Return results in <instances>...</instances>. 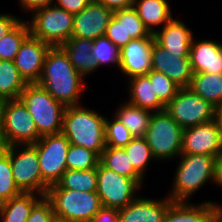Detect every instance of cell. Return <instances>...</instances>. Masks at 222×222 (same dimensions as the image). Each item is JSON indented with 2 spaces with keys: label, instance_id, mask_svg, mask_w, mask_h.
<instances>
[{
  "label": "cell",
  "instance_id": "obj_24",
  "mask_svg": "<svg viewBox=\"0 0 222 222\" xmlns=\"http://www.w3.org/2000/svg\"><path fill=\"white\" fill-rule=\"evenodd\" d=\"M133 8L153 35L157 26L163 27L173 18L168 0H135Z\"/></svg>",
  "mask_w": 222,
  "mask_h": 222
},
{
  "label": "cell",
  "instance_id": "obj_11",
  "mask_svg": "<svg viewBox=\"0 0 222 222\" xmlns=\"http://www.w3.org/2000/svg\"><path fill=\"white\" fill-rule=\"evenodd\" d=\"M165 111L186 129L213 120L215 106L190 88H180L176 96L165 106Z\"/></svg>",
  "mask_w": 222,
  "mask_h": 222
},
{
  "label": "cell",
  "instance_id": "obj_33",
  "mask_svg": "<svg viewBox=\"0 0 222 222\" xmlns=\"http://www.w3.org/2000/svg\"><path fill=\"white\" fill-rule=\"evenodd\" d=\"M29 35V24L22 20L12 31L0 39V60L13 61L23 41Z\"/></svg>",
  "mask_w": 222,
  "mask_h": 222
},
{
  "label": "cell",
  "instance_id": "obj_44",
  "mask_svg": "<svg viewBox=\"0 0 222 222\" xmlns=\"http://www.w3.org/2000/svg\"><path fill=\"white\" fill-rule=\"evenodd\" d=\"M95 1L114 12L116 10L128 9L133 7L135 0H95Z\"/></svg>",
  "mask_w": 222,
  "mask_h": 222
},
{
  "label": "cell",
  "instance_id": "obj_41",
  "mask_svg": "<svg viewBox=\"0 0 222 222\" xmlns=\"http://www.w3.org/2000/svg\"><path fill=\"white\" fill-rule=\"evenodd\" d=\"M89 222H119V211L116 208L102 207Z\"/></svg>",
  "mask_w": 222,
  "mask_h": 222
},
{
  "label": "cell",
  "instance_id": "obj_23",
  "mask_svg": "<svg viewBox=\"0 0 222 222\" xmlns=\"http://www.w3.org/2000/svg\"><path fill=\"white\" fill-rule=\"evenodd\" d=\"M60 47L65 51L70 62L83 77H87V75L98 69L96 60L91 54L93 40L71 37L61 44Z\"/></svg>",
  "mask_w": 222,
  "mask_h": 222
},
{
  "label": "cell",
  "instance_id": "obj_22",
  "mask_svg": "<svg viewBox=\"0 0 222 222\" xmlns=\"http://www.w3.org/2000/svg\"><path fill=\"white\" fill-rule=\"evenodd\" d=\"M218 203L211 201L191 204L188 201H172L162 222H217Z\"/></svg>",
  "mask_w": 222,
  "mask_h": 222
},
{
  "label": "cell",
  "instance_id": "obj_31",
  "mask_svg": "<svg viewBox=\"0 0 222 222\" xmlns=\"http://www.w3.org/2000/svg\"><path fill=\"white\" fill-rule=\"evenodd\" d=\"M97 171L88 170H70L67 169L56 185L61 189L74 191L96 192L97 191Z\"/></svg>",
  "mask_w": 222,
  "mask_h": 222
},
{
  "label": "cell",
  "instance_id": "obj_21",
  "mask_svg": "<svg viewBox=\"0 0 222 222\" xmlns=\"http://www.w3.org/2000/svg\"><path fill=\"white\" fill-rule=\"evenodd\" d=\"M189 58L193 73L222 74V43L193 38Z\"/></svg>",
  "mask_w": 222,
  "mask_h": 222
},
{
  "label": "cell",
  "instance_id": "obj_39",
  "mask_svg": "<svg viewBox=\"0 0 222 222\" xmlns=\"http://www.w3.org/2000/svg\"><path fill=\"white\" fill-rule=\"evenodd\" d=\"M55 216L51 201L43 196L32 208L27 222H51Z\"/></svg>",
  "mask_w": 222,
  "mask_h": 222
},
{
  "label": "cell",
  "instance_id": "obj_16",
  "mask_svg": "<svg viewBox=\"0 0 222 222\" xmlns=\"http://www.w3.org/2000/svg\"><path fill=\"white\" fill-rule=\"evenodd\" d=\"M113 11L93 0L82 11L74 14L72 36L95 40L104 36Z\"/></svg>",
  "mask_w": 222,
  "mask_h": 222
},
{
  "label": "cell",
  "instance_id": "obj_49",
  "mask_svg": "<svg viewBox=\"0 0 222 222\" xmlns=\"http://www.w3.org/2000/svg\"><path fill=\"white\" fill-rule=\"evenodd\" d=\"M217 222H222V206H217Z\"/></svg>",
  "mask_w": 222,
  "mask_h": 222
},
{
  "label": "cell",
  "instance_id": "obj_38",
  "mask_svg": "<svg viewBox=\"0 0 222 222\" xmlns=\"http://www.w3.org/2000/svg\"><path fill=\"white\" fill-rule=\"evenodd\" d=\"M112 120L105 118V142L107 147H125L134 136L121 121L113 116Z\"/></svg>",
  "mask_w": 222,
  "mask_h": 222
},
{
  "label": "cell",
  "instance_id": "obj_48",
  "mask_svg": "<svg viewBox=\"0 0 222 222\" xmlns=\"http://www.w3.org/2000/svg\"><path fill=\"white\" fill-rule=\"evenodd\" d=\"M51 222H77L70 219H64L58 216H54Z\"/></svg>",
  "mask_w": 222,
  "mask_h": 222
},
{
  "label": "cell",
  "instance_id": "obj_2",
  "mask_svg": "<svg viewBox=\"0 0 222 222\" xmlns=\"http://www.w3.org/2000/svg\"><path fill=\"white\" fill-rule=\"evenodd\" d=\"M62 133L70 144L90 149L99 156L106 148L105 117L80 104L66 107Z\"/></svg>",
  "mask_w": 222,
  "mask_h": 222
},
{
  "label": "cell",
  "instance_id": "obj_1",
  "mask_svg": "<svg viewBox=\"0 0 222 222\" xmlns=\"http://www.w3.org/2000/svg\"><path fill=\"white\" fill-rule=\"evenodd\" d=\"M84 77L70 62L60 46H51L46 54L38 84L65 107L79 105L85 90Z\"/></svg>",
  "mask_w": 222,
  "mask_h": 222
},
{
  "label": "cell",
  "instance_id": "obj_40",
  "mask_svg": "<svg viewBox=\"0 0 222 222\" xmlns=\"http://www.w3.org/2000/svg\"><path fill=\"white\" fill-rule=\"evenodd\" d=\"M93 0H54L57 7L66 10L69 13L77 14L88 6Z\"/></svg>",
  "mask_w": 222,
  "mask_h": 222
},
{
  "label": "cell",
  "instance_id": "obj_4",
  "mask_svg": "<svg viewBox=\"0 0 222 222\" xmlns=\"http://www.w3.org/2000/svg\"><path fill=\"white\" fill-rule=\"evenodd\" d=\"M19 99L31 114L41 137L62 132L66 107L41 85L28 83Z\"/></svg>",
  "mask_w": 222,
  "mask_h": 222
},
{
  "label": "cell",
  "instance_id": "obj_12",
  "mask_svg": "<svg viewBox=\"0 0 222 222\" xmlns=\"http://www.w3.org/2000/svg\"><path fill=\"white\" fill-rule=\"evenodd\" d=\"M42 179L49 185L56 184L67 170L66 159L70 142L61 132L42 136L36 143Z\"/></svg>",
  "mask_w": 222,
  "mask_h": 222
},
{
  "label": "cell",
  "instance_id": "obj_7",
  "mask_svg": "<svg viewBox=\"0 0 222 222\" xmlns=\"http://www.w3.org/2000/svg\"><path fill=\"white\" fill-rule=\"evenodd\" d=\"M74 14L53 5L32 13L30 34L51 46H60L72 36Z\"/></svg>",
  "mask_w": 222,
  "mask_h": 222
},
{
  "label": "cell",
  "instance_id": "obj_9",
  "mask_svg": "<svg viewBox=\"0 0 222 222\" xmlns=\"http://www.w3.org/2000/svg\"><path fill=\"white\" fill-rule=\"evenodd\" d=\"M41 136L36 124L20 99L6 100L0 147L34 144Z\"/></svg>",
  "mask_w": 222,
  "mask_h": 222
},
{
  "label": "cell",
  "instance_id": "obj_26",
  "mask_svg": "<svg viewBox=\"0 0 222 222\" xmlns=\"http://www.w3.org/2000/svg\"><path fill=\"white\" fill-rule=\"evenodd\" d=\"M42 197L37 193L22 192L3 202L0 211V222H27L33 206Z\"/></svg>",
  "mask_w": 222,
  "mask_h": 222
},
{
  "label": "cell",
  "instance_id": "obj_8",
  "mask_svg": "<svg viewBox=\"0 0 222 222\" xmlns=\"http://www.w3.org/2000/svg\"><path fill=\"white\" fill-rule=\"evenodd\" d=\"M10 163L15 183L22 192L46 196L49 185L42 179L37 150L33 144L11 145Z\"/></svg>",
  "mask_w": 222,
  "mask_h": 222
},
{
  "label": "cell",
  "instance_id": "obj_30",
  "mask_svg": "<svg viewBox=\"0 0 222 222\" xmlns=\"http://www.w3.org/2000/svg\"><path fill=\"white\" fill-rule=\"evenodd\" d=\"M27 84L13 61L0 60V98L19 99Z\"/></svg>",
  "mask_w": 222,
  "mask_h": 222
},
{
  "label": "cell",
  "instance_id": "obj_20",
  "mask_svg": "<svg viewBox=\"0 0 222 222\" xmlns=\"http://www.w3.org/2000/svg\"><path fill=\"white\" fill-rule=\"evenodd\" d=\"M171 203L168 197L163 200L138 197L126 207L118 209L119 222H162Z\"/></svg>",
  "mask_w": 222,
  "mask_h": 222
},
{
  "label": "cell",
  "instance_id": "obj_32",
  "mask_svg": "<svg viewBox=\"0 0 222 222\" xmlns=\"http://www.w3.org/2000/svg\"><path fill=\"white\" fill-rule=\"evenodd\" d=\"M134 169L144 178L147 166L154 160L151 148L145 137H134L123 147Z\"/></svg>",
  "mask_w": 222,
  "mask_h": 222
},
{
  "label": "cell",
  "instance_id": "obj_6",
  "mask_svg": "<svg viewBox=\"0 0 222 222\" xmlns=\"http://www.w3.org/2000/svg\"><path fill=\"white\" fill-rule=\"evenodd\" d=\"M183 128L165 111L153 112L145 135L155 160L181 154Z\"/></svg>",
  "mask_w": 222,
  "mask_h": 222
},
{
  "label": "cell",
  "instance_id": "obj_45",
  "mask_svg": "<svg viewBox=\"0 0 222 222\" xmlns=\"http://www.w3.org/2000/svg\"><path fill=\"white\" fill-rule=\"evenodd\" d=\"M215 183L222 188V153L216 158Z\"/></svg>",
  "mask_w": 222,
  "mask_h": 222
},
{
  "label": "cell",
  "instance_id": "obj_10",
  "mask_svg": "<svg viewBox=\"0 0 222 222\" xmlns=\"http://www.w3.org/2000/svg\"><path fill=\"white\" fill-rule=\"evenodd\" d=\"M97 193L103 207L121 209L135 200L142 188L135 179L113 172L101 162L97 166Z\"/></svg>",
  "mask_w": 222,
  "mask_h": 222
},
{
  "label": "cell",
  "instance_id": "obj_14",
  "mask_svg": "<svg viewBox=\"0 0 222 222\" xmlns=\"http://www.w3.org/2000/svg\"><path fill=\"white\" fill-rule=\"evenodd\" d=\"M149 35V31L133 7L114 11L105 32V36L119 49L132 39L145 38Z\"/></svg>",
  "mask_w": 222,
  "mask_h": 222
},
{
  "label": "cell",
  "instance_id": "obj_27",
  "mask_svg": "<svg viewBox=\"0 0 222 222\" xmlns=\"http://www.w3.org/2000/svg\"><path fill=\"white\" fill-rule=\"evenodd\" d=\"M189 88L215 107L222 104V74L193 73Z\"/></svg>",
  "mask_w": 222,
  "mask_h": 222
},
{
  "label": "cell",
  "instance_id": "obj_3",
  "mask_svg": "<svg viewBox=\"0 0 222 222\" xmlns=\"http://www.w3.org/2000/svg\"><path fill=\"white\" fill-rule=\"evenodd\" d=\"M173 180L172 201H189L208 180L215 184L216 158L203 154H180Z\"/></svg>",
  "mask_w": 222,
  "mask_h": 222
},
{
  "label": "cell",
  "instance_id": "obj_19",
  "mask_svg": "<svg viewBox=\"0 0 222 222\" xmlns=\"http://www.w3.org/2000/svg\"><path fill=\"white\" fill-rule=\"evenodd\" d=\"M193 32L180 20L172 18L154 34L155 42L178 57H189Z\"/></svg>",
  "mask_w": 222,
  "mask_h": 222
},
{
  "label": "cell",
  "instance_id": "obj_18",
  "mask_svg": "<svg viewBox=\"0 0 222 222\" xmlns=\"http://www.w3.org/2000/svg\"><path fill=\"white\" fill-rule=\"evenodd\" d=\"M154 35L132 39L120 49L119 69L129 78L139 75H146L152 70L151 50L154 42Z\"/></svg>",
  "mask_w": 222,
  "mask_h": 222
},
{
  "label": "cell",
  "instance_id": "obj_43",
  "mask_svg": "<svg viewBox=\"0 0 222 222\" xmlns=\"http://www.w3.org/2000/svg\"><path fill=\"white\" fill-rule=\"evenodd\" d=\"M54 0H19L24 11L34 12L38 9L53 5Z\"/></svg>",
  "mask_w": 222,
  "mask_h": 222
},
{
  "label": "cell",
  "instance_id": "obj_28",
  "mask_svg": "<svg viewBox=\"0 0 222 222\" xmlns=\"http://www.w3.org/2000/svg\"><path fill=\"white\" fill-rule=\"evenodd\" d=\"M152 114V111L126 102L116 110L115 117L127 127L134 137H145Z\"/></svg>",
  "mask_w": 222,
  "mask_h": 222
},
{
  "label": "cell",
  "instance_id": "obj_5",
  "mask_svg": "<svg viewBox=\"0 0 222 222\" xmlns=\"http://www.w3.org/2000/svg\"><path fill=\"white\" fill-rule=\"evenodd\" d=\"M46 197L55 216L77 222H89L103 207L97 192L61 189L56 184L49 186Z\"/></svg>",
  "mask_w": 222,
  "mask_h": 222
},
{
  "label": "cell",
  "instance_id": "obj_36",
  "mask_svg": "<svg viewBox=\"0 0 222 222\" xmlns=\"http://www.w3.org/2000/svg\"><path fill=\"white\" fill-rule=\"evenodd\" d=\"M92 57L96 60L98 68L104 64L120 65V49L116 47L105 35L93 40Z\"/></svg>",
  "mask_w": 222,
  "mask_h": 222
},
{
  "label": "cell",
  "instance_id": "obj_29",
  "mask_svg": "<svg viewBox=\"0 0 222 222\" xmlns=\"http://www.w3.org/2000/svg\"><path fill=\"white\" fill-rule=\"evenodd\" d=\"M100 162L113 172L135 179L140 185H143V177L134 169L122 147H107L100 156Z\"/></svg>",
  "mask_w": 222,
  "mask_h": 222
},
{
  "label": "cell",
  "instance_id": "obj_35",
  "mask_svg": "<svg viewBox=\"0 0 222 222\" xmlns=\"http://www.w3.org/2000/svg\"><path fill=\"white\" fill-rule=\"evenodd\" d=\"M100 156L87 148L70 144L67 152L66 165L70 170L97 169Z\"/></svg>",
  "mask_w": 222,
  "mask_h": 222
},
{
  "label": "cell",
  "instance_id": "obj_13",
  "mask_svg": "<svg viewBox=\"0 0 222 222\" xmlns=\"http://www.w3.org/2000/svg\"><path fill=\"white\" fill-rule=\"evenodd\" d=\"M222 153V138L213 119L183 129L181 154H203L217 158Z\"/></svg>",
  "mask_w": 222,
  "mask_h": 222
},
{
  "label": "cell",
  "instance_id": "obj_37",
  "mask_svg": "<svg viewBox=\"0 0 222 222\" xmlns=\"http://www.w3.org/2000/svg\"><path fill=\"white\" fill-rule=\"evenodd\" d=\"M146 75L158 99L166 106L176 96L180 87L162 72L150 70Z\"/></svg>",
  "mask_w": 222,
  "mask_h": 222
},
{
  "label": "cell",
  "instance_id": "obj_46",
  "mask_svg": "<svg viewBox=\"0 0 222 222\" xmlns=\"http://www.w3.org/2000/svg\"><path fill=\"white\" fill-rule=\"evenodd\" d=\"M214 120L217 123L222 138V104L215 107Z\"/></svg>",
  "mask_w": 222,
  "mask_h": 222
},
{
  "label": "cell",
  "instance_id": "obj_34",
  "mask_svg": "<svg viewBox=\"0 0 222 222\" xmlns=\"http://www.w3.org/2000/svg\"><path fill=\"white\" fill-rule=\"evenodd\" d=\"M21 193L12 175L10 146L0 147V200L5 202Z\"/></svg>",
  "mask_w": 222,
  "mask_h": 222
},
{
  "label": "cell",
  "instance_id": "obj_50",
  "mask_svg": "<svg viewBox=\"0 0 222 222\" xmlns=\"http://www.w3.org/2000/svg\"><path fill=\"white\" fill-rule=\"evenodd\" d=\"M3 202L0 200V211L2 209Z\"/></svg>",
  "mask_w": 222,
  "mask_h": 222
},
{
  "label": "cell",
  "instance_id": "obj_47",
  "mask_svg": "<svg viewBox=\"0 0 222 222\" xmlns=\"http://www.w3.org/2000/svg\"><path fill=\"white\" fill-rule=\"evenodd\" d=\"M5 104H6V100L3 98H0V138H1V132H2L3 113H4Z\"/></svg>",
  "mask_w": 222,
  "mask_h": 222
},
{
  "label": "cell",
  "instance_id": "obj_15",
  "mask_svg": "<svg viewBox=\"0 0 222 222\" xmlns=\"http://www.w3.org/2000/svg\"><path fill=\"white\" fill-rule=\"evenodd\" d=\"M51 45L31 34L23 41L13 62L27 83H38Z\"/></svg>",
  "mask_w": 222,
  "mask_h": 222
},
{
  "label": "cell",
  "instance_id": "obj_17",
  "mask_svg": "<svg viewBox=\"0 0 222 222\" xmlns=\"http://www.w3.org/2000/svg\"><path fill=\"white\" fill-rule=\"evenodd\" d=\"M152 70L165 74L180 88H189L193 71L189 57L171 54L155 41L151 50Z\"/></svg>",
  "mask_w": 222,
  "mask_h": 222
},
{
  "label": "cell",
  "instance_id": "obj_42",
  "mask_svg": "<svg viewBox=\"0 0 222 222\" xmlns=\"http://www.w3.org/2000/svg\"><path fill=\"white\" fill-rule=\"evenodd\" d=\"M21 18L10 14H0V39L12 31L20 22Z\"/></svg>",
  "mask_w": 222,
  "mask_h": 222
},
{
  "label": "cell",
  "instance_id": "obj_25",
  "mask_svg": "<svg viewBox=\"0 0 222 222\" xmlns=\"http://www.w3.org/2000/svg\"><path fill=\"white\" fill-rule=\"evenodd\" d=\"M129 104L152 112L165 110V105L158 99L147 75L129 78Z\"/></svg>",
  "mask_w": 222,
  "mask_h": 222
}]
</instances>
